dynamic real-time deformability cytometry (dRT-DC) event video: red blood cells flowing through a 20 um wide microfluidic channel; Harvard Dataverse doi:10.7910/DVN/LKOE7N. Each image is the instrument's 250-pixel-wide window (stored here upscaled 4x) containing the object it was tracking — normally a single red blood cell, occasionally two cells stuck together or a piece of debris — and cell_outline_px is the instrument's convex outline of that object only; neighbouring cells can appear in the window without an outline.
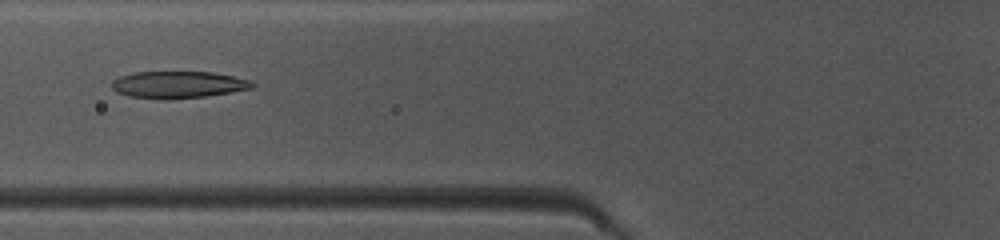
{"species": "common noctule bat (a hibernating species)", "species_latin": "Nyctalus noctula", "temperature_condition": "warm", "stored_images_in_passage": 44, "camera_frame_rate_fps": 3000, "um_per_image_px": 0.085, "animal": {"sex": "female", "body_mass_g": 10.0, "forearm_length_mm": 53.1}, "frame": {"image": 1, "passage_image": 15, "time_ms": 4.667, "image_size_px": [1000, 240], "cell_outline_px": [[256, 84], [252, 88], [204, 96], [164, 100], [128, 96], [116, 92], [112, 88], [112, 80], [120, 76], [136, 72], [212, 72], [252, 80]], "centroid_in_image_um": [15.12, 7.2], "position_along_channel_um": 110.7, "area_um2": 22.02}}
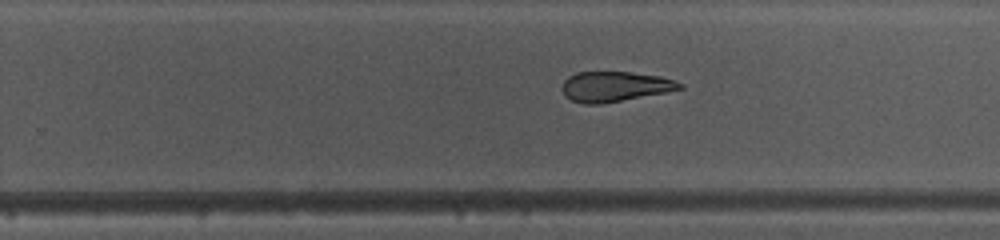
{"frame": {"image": 2, "passage_image": 27, "time_ms": 8.667, "image_size_px": [1000, 240], "cell_outline_px": [[684, 88], [664, 92], [600, 104], [584, 104], [572, 100], [564, 96], [560, 88], [564, 80], [568, 76], [576, 72], [628, 72], [660, 76], [684, 84]], "centroid_in_image_um": [52.19, 7.35], "position_along_channel_um": 277.6, "area_um2": 20.52}}
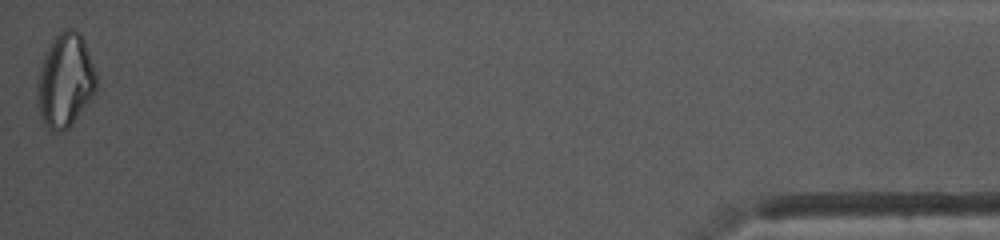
{"frame": {"image": 3, "passage_image": 44, "time_ms": 14.333, "image_size_px": [1000, 240], "cell_outline_px": [[96, 92], [72, 124], [64, 132], [52, 132], [44, 124], [40, 116], [36, 104], [36, 88], [40, 68], [48, 44], [64, 28], [76, 28], [80, 32], [84, 40], [96, 72]], "centroid_in_image_um": [5.53, 6.85], "position_along_channel_um": 429.7, "area_um2": 32.77}, "authors_computed_cell_mechanics": {"area_um2": 22.8888, "velocity_mm_per_s": 4.162, "shape_relaxation_time_tau1_ms": null, "shape_relaxation_time_tau2_ms": 2.8771, "deformation_change_tau1": null, "deformation_change_tau2": 0.1166}}